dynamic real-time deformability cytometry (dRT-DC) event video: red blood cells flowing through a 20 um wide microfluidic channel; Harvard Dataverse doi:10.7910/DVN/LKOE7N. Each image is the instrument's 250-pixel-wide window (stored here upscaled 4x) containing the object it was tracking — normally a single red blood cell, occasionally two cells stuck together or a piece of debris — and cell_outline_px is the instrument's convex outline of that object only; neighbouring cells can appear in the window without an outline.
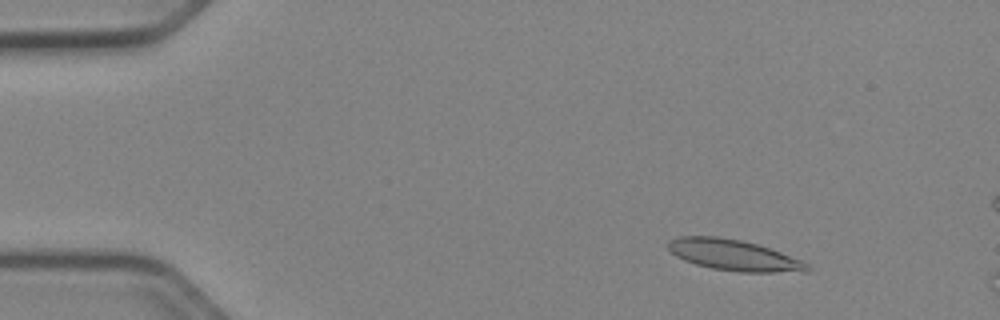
{"species": "Egyptian fruit bat (a non-hibernating species)", "species_latin": "Rousettus aegyptiacus", "temperature_condition": "cold", "stored_images_in_passage": 11, "camera_frame_rate_fps": 3000, "um_per_image_px": 0.085, "animal": {"sex": "female"}, "frame": {"image": 1, "passage_image": 2, "time_ms": 0.333, "image_size_px": [1000, 320], "cell_outline_px": [[812, 272], [740, 272], [712, 268], [696, 264], [684, 260], [676, 256], [668, 248], [668, 240], [680, 236], [720, 236], [740, 240], [756, 244], [780, 252], [800, 260], [808, 264], [812, 268]], "centroid_in_image_um": [62.38, 21.69], "position_along_channel_um": 22.6, "area_um2": 25.03}}